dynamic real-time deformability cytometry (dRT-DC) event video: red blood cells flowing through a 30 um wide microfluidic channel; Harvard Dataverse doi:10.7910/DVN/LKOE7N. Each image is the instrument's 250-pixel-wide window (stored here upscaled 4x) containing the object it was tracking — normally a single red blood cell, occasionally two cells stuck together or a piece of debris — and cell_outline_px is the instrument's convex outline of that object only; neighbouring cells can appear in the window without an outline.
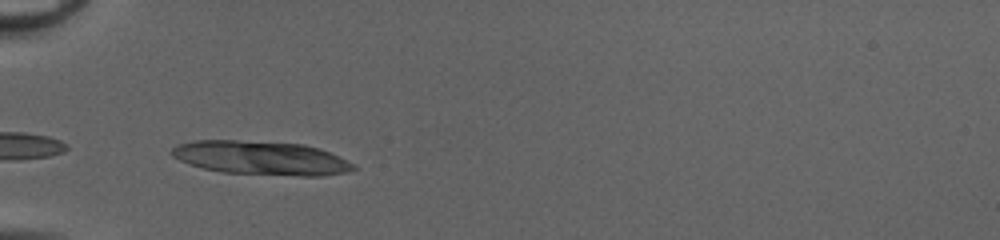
{"species": "common noctule bat (a hibernating species)", "species_latin": "Nyctalus noctula", "temperature_condition": "cold", "stored_images_in_passage": 18, "camera_frame_rate_fps": 3000, "um_per_image_px": 0.085, "animal": {"sex": "female", "body_mass_g": 20.0, "forearm_length_mm": 54.0}, "frame": {"image": 1, "passage_image": 11, "time_ms": 3.333, "image_size_px": [1000, 240], "cell_outline_px": [[356, 168], [348, 172], [320, 176], [300, 176], [220, 172], [188, 164], [172, 156], [172, 148], [176, 144], [192, 140], [236, 140], [304, 144], [320, 148], [352, 164]], "centroid_in_image_um": [22.13, 13.42], "position_along_channel_um": 62.9, "area_um2": 35.72}}